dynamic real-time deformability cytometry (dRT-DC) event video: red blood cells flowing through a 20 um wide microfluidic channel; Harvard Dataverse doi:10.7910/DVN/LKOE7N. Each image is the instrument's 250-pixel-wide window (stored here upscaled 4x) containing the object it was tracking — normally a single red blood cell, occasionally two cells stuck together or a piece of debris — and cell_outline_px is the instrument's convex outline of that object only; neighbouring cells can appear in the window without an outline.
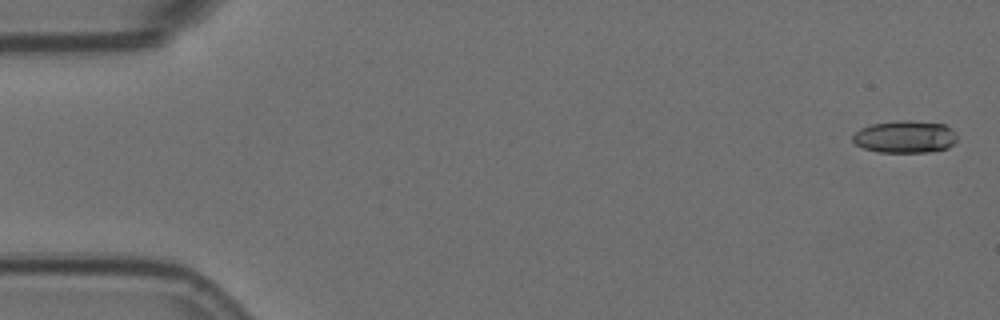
{"species": "Egyptian fruit bat (a non-hibernating species)", "species_latin": "Rousettus aegyptiacus", "temperature_condition": "room temperature", "stored_images_in_passage": 5, "camera_frame_rate_fps": 3000, "um_per_image_px": 0.085, "animal": {"sex": "female"}, "frame": {"image": 1, "passage_image": 1, "time_ms": 0.0, "image_size_px": [1000, 320], "cell_outline_px": [[956, 140], [948, 148], [928, 152], [876, 152], [864, 148], [856, 144], [852, 140], [852, 136], [860, 128], [872, 124], [900, 120], [912, 120], [944, 124], [952, 128], [956, 132]], "centroid_in_image_um": [76.94, 11.62], "position_along_channel_um": 8.1, "area_um2": 19.77}}
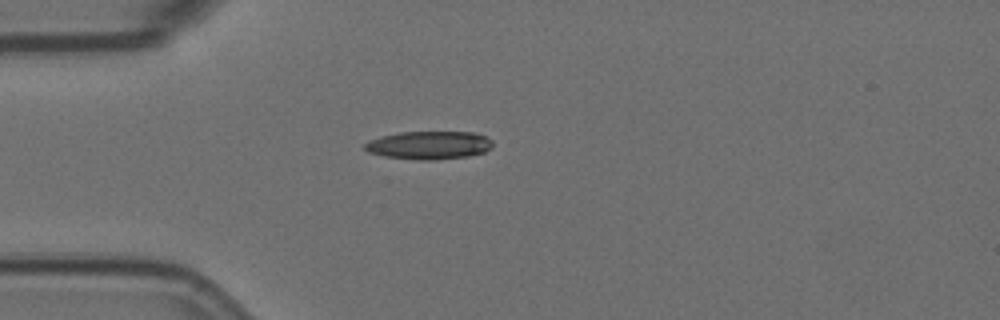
{"frame": {"image": 2, "passage_image": 5, "time_ms": 1.333, "image_size_px": [1000, 320], "cell_outline_px": [[492, 148], [484, 152], [468, 156], [432, 160], [420, 160], [384, 156], [368, 152], [364, 148], [364, 144], [368, 140], [380, 136], [400, 132], [472, 132], [484, 136], [492, 140]], "centroid_in_image_um": [36.45, 12.34], "position_along_channel_um": 48.6, "area_um2": 20.98}}